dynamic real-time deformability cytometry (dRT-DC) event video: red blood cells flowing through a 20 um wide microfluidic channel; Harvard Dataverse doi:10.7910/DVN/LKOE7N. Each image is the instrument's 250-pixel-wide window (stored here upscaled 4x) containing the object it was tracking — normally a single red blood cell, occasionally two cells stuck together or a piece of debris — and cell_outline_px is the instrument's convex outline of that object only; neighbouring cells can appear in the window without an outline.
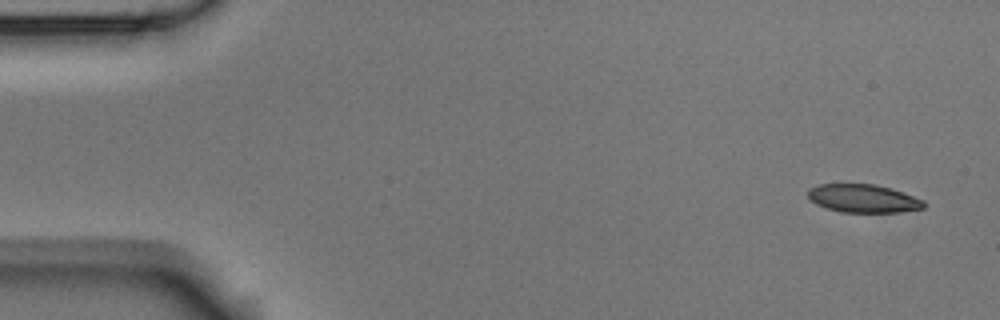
{"species": "Egyptian fruit bat (a non-hibernating species)", "species_latin": "Rousettus aegyptiacus", "temperature_condition": "room temperature", "stored_images_in_passage": 3, "camera_frame_rate_fps": 3000, "um_per_image_px": 0.085, "animal": {"sex": "male"}, "frame": {"image": 1, "passage_image": 3, "time_ms": 5.667, "image_size_px": [1000, 320], "cell_outline_px": [[928, 204], [924, 208], [900, 212], [840, 212], [816, 204], [808, 196], [808, 188], [820, 184], [876, 184], [892, 188], [924, 200]], "centroid_in_image_um": [73.42, 16.86], "position_along_channel_um": 11.6, "area_um2": 19.13}}